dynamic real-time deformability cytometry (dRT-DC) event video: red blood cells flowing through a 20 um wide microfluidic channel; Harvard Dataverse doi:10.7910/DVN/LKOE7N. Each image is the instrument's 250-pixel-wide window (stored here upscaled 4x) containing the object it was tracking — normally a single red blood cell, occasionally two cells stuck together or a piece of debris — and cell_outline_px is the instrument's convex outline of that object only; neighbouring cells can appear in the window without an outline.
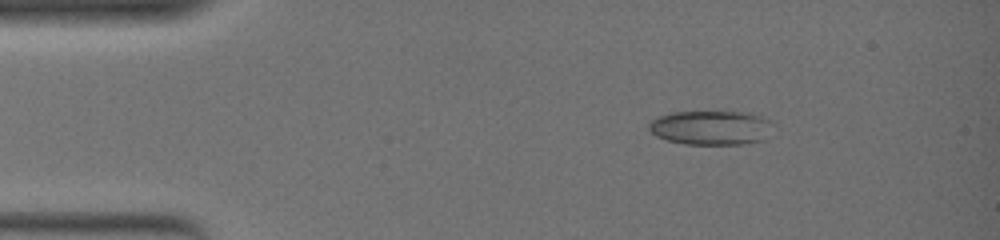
{"species": "common noctule bat (a hibernating species)", "species_latin": "Nyctalus noctula", "temperature_condition": "warm", "stored_images_in_passage": 51, "camera_frame_rate_fps": 3000, "um_per_image_px": 0.085, "animal": {"sex": "female", "body_mass_g": 19.0, "forearm_length_mm": 51.5}, "frame": {"image": 1, "passage_image": 8, "time_ms": 2.333, "image_size_px": [1000, 240], "cell_outline_px": [[768, 120], [764, 140], [744, 144], [684, 144], [668, 140], [656, 136], [648, 128], [648, 124], [652, 120], [660, 116], [672, 112], [748, 112], [760, 116]], "centroid_in_image_um": [60.35, 10.86], "position_along_channel_um": 24.7, "area_um2": 24.28}}
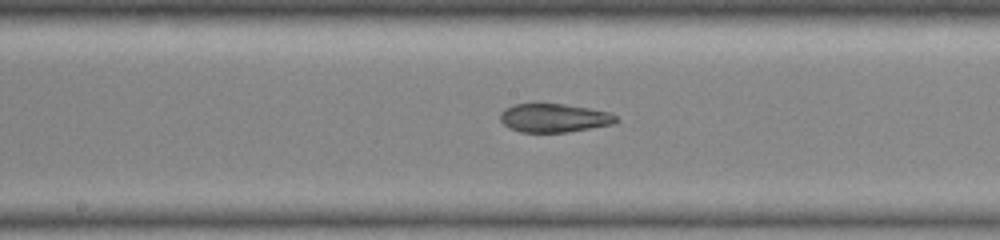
{"frame": {"image": 2, "passage_image": 28, "time_ms": 9.0, "image_size_px": [1000, 240], "cell_outline_px": [[620, 120], [612, 124], [592, 128], [568, 132], [520, 132], [508, 128], [500, 120], [500, 112], [504, 108], [512, 104], [536, 100], [564, 104], [588, 108], [608, 112], [616, 116]], "centroid_in_image_um": [47.01, 9.98], "position_along_channel_um": 201.2, "area_um2": 20.11}}
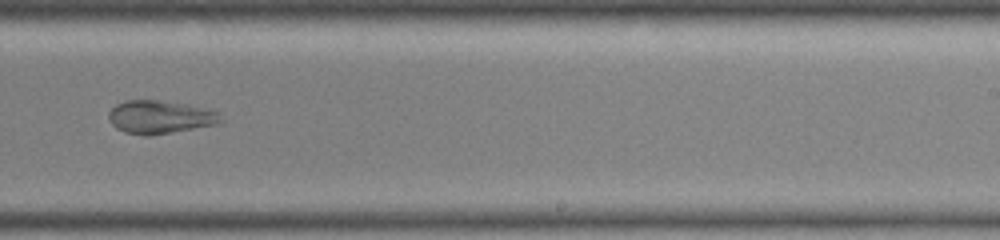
{"frame": {"image": 3, "passage_image": 34, "time_ms": 11.0, "image_size_px": [1000, 240], "cell_outline_px": [[224, 120], [220, 124], [152, 136], [144, 136], [124, 132], [116, 128], [112, 124], [108, 116], [108, 112], [116, 104], [124, 100], [156, 100], [188, 104], [208, 108], [220, 112]], "centroid_in_image_um": [13.65, 9.96], "position_along_channel_um": 275.3, "area_um2": 22.2}}